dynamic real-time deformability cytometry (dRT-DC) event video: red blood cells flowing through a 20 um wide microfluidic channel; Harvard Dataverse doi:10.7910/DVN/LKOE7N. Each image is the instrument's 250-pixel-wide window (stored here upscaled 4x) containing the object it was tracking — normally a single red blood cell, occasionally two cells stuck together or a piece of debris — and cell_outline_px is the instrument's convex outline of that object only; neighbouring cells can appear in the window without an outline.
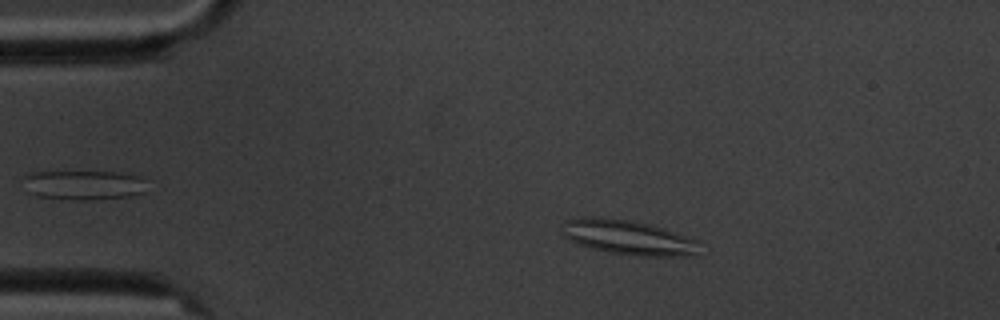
{"species": "common noctule bat (a hibernating species)", "species_latin": "Nyctalus noctula", "temperature_condition": "cold", "stored_images_in_passage": 3, "camera_frame_rate_fps": 3000, "um_per_image_px": 0.085, "animal": {"sex": "male", "body_mass_g": 20.1, "forearm_length_mm": 53.5}, "frame": {"image": 1, "passage_image": 1, "time_ms": 0.0, "image_size_px": [1000, 320], "cell_outline_px": [[700, 256], [640, 256], [608, 252], [592, 248], [568, 240], [564, 236], [564, 220], [592, 216], [596, 216], [632, 220], [652, 224], [700, 240]], "centroid_in_image_um": [53.5, 20.18], "position_along_channel_um": 31.5, "area_um2": 28.21}}